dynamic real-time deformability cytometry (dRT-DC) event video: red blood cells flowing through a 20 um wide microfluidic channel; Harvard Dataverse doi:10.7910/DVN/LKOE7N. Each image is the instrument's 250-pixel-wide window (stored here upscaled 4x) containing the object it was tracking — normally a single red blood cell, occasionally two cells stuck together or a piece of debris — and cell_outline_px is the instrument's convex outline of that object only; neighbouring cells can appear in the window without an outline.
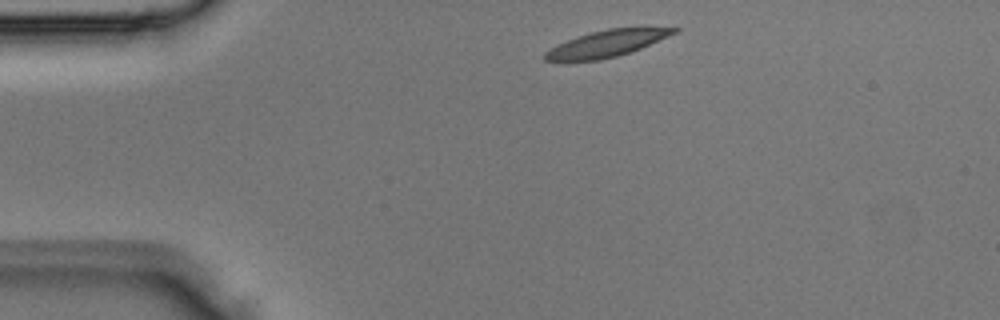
{"species": "Egyptian fruit bat (a non-hibernating species)", "species_latin": "Rousettus aegyptiacus", "temperature_condition": "room temperature", "stored_images_in_passage": 3, "segment_of_instrument_passage": [1, 2], "camera_frame_rate_fps": 3000, "um_per_image_px": 0.085, "animal": {"sex": "male"}, "frame": {"image": 1, "passage_image": 1, "time_ms": 0.0, "image_size_px": [1000, 320], "cell_outline_px": [[680, 28], [676, 32], [640, 48], [616, 56], [600, 60], [544, 60], [544, 52], [556, 44], [592, 32], [608, 28]], "centroid_in_image_um": [51.52, 3.7], "position_along_channel_um": 33.5, "area_um2": 19.19}}